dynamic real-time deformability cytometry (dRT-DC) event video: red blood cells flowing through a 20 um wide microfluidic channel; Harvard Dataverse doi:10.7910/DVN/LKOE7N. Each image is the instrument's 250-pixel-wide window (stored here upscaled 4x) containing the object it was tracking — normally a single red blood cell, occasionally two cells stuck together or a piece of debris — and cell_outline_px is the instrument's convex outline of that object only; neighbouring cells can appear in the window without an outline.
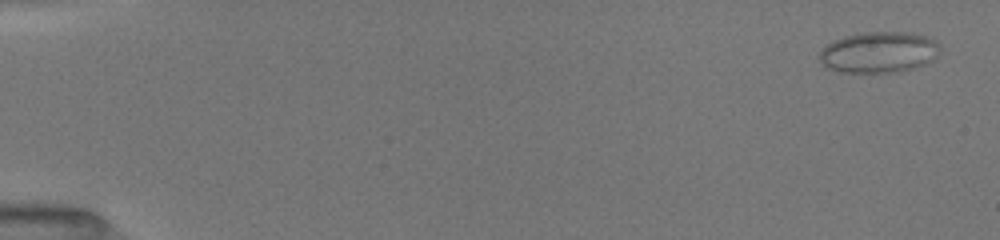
{"species": "common noctule bat (a hibernating species)", "species_latin": "Nyctalus noctula", "temperature_condition": "room temperature", "stored_images_in_passage": 26, "camera_frame_rate_fps": 3000, "um_per_image_px": 0.085, "animal": {"sex": "female", "body_mass_g": 19.5, "forearm_length_mm": 54.1}, "frame": {"image": 1, "passage_image": 1, "time_ms": 0.0, "image_size_px": [1000, 240], "cell_outline_px": [[940, 48], [936, 56], [932, 60], [924, 64], [912, 68], [896, 72], [840, 72], [828, 68], [820, 60], [820, 52], [828, 44], [844, 36], [864, 32], [908, 32], [924, 36], [936, 40]], "centroid_in_image_um": [74.72, 4.44], "position_along_channel_um": 10.3, "area_um2": 28.5}}
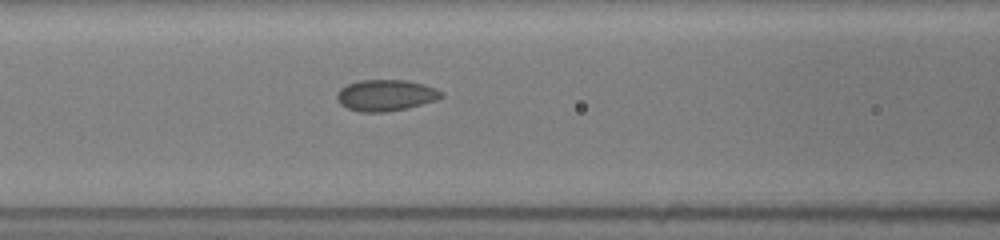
{"frame": {"image": 2, "passage_image": 18, "time_ms": 7.0, "image_size_px": [1000, 240], "cell_outline_px": [[444, 96], [436, 100], [408, 108], [388, 112], [360, 112], [348, 108], [340, 104], [336, 96], [340, 88], [348, 84], [360, 80], [408, 80], [424, 84], [436, 88], [444, 92]], "centroid_in_image_um": [32.82, 8.1], "position_along_channel_um": 133.8, "area_um2": 19.19}}
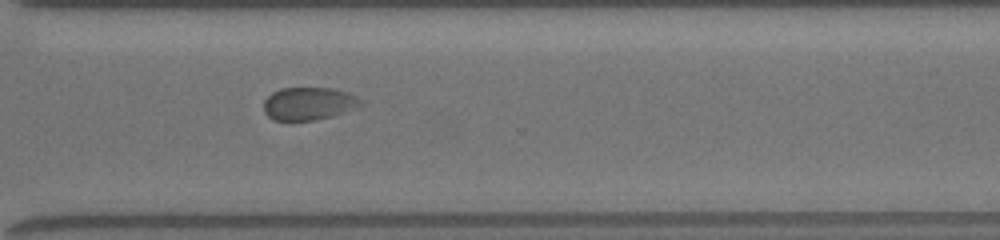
{"frame": {"image": 3, "passage_image": 26, "time_ms": 12.333, "image_size_px": [1000, 240], "cell_outline_px": [[364, 104], [332, 116], [292, 124], [288, 124], [272, 120], [264, 112], [264, 100], [272, 92], [280, 88], [332, 88], [348, 92], [364, 100]], "centroid_in_image_um": [26.19, 8.84], "position_along_channel_um": 344.4, "area_um2": 19.19}}